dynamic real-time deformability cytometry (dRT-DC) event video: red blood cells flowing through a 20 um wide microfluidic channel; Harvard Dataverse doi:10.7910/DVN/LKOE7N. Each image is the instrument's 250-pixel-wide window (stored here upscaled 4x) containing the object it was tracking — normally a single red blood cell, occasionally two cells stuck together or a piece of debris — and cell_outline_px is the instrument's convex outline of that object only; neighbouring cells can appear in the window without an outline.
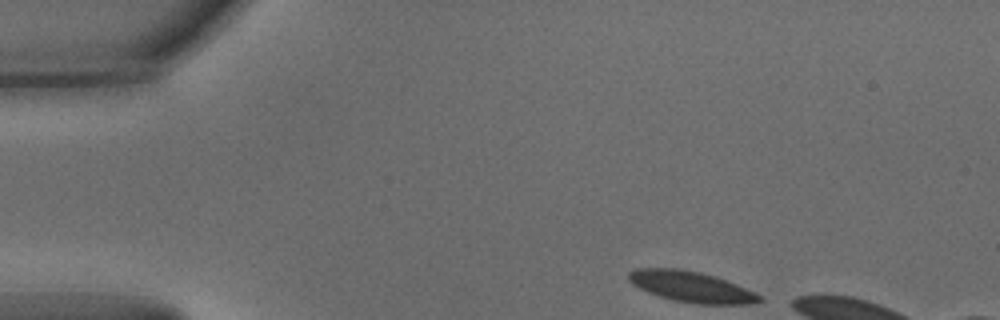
{"species": "common noctule bat (a hibernating species)", "species_latin": "Nyctalus noctula", "temperature_condition": "warm", "stored_images_in_passage": 7, "camera_frame_rate_fps": 3000, "um_per_image_px": 0.085, "animal": {"sex": "male", "body_mass_g": 15.6}, "frame": {"image": 1, "passage_image": 1, "time_ms": 0.0, "image_size_px": [1000, 320], "cell_outline_px": [[764, 300], [752, 304], [696, 304], [672, 300], [648, 292], [632, 284], [628, 280], [628, 272], [636, 268], [680, 268], [700, 272], [736, 284], [760, 296]], "centroid_in_image_um": [58.71, 24.37], "position_along_channel_um": 26.3, "area_um2": 23.29}}